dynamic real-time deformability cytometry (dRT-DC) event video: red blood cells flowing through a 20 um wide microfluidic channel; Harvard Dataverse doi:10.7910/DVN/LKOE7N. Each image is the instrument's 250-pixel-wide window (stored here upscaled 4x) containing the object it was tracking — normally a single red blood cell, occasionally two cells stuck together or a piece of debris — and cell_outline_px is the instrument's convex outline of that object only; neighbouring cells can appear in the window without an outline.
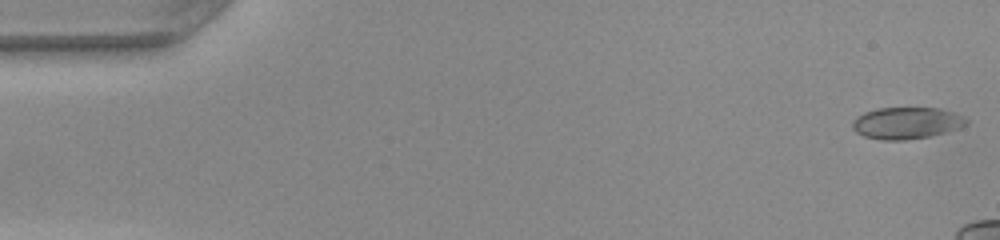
{"species": "common noctule bat (a hibernating species)", "species_latin": "Nyctalus noctula", "temperature_condition": "warm", "stored_images_in_passage": 31, "camera_frame_rate_fps": 3000, "um_per_image_px": 0.085, "animal": {"sex": "female", "body_mass_g": 22.0, "forearm_length_mm": 56.7}, "frame": {"image": 1, "passage_image": 1, "time_ms": 0.0, "image_size_px": [1000, 240], "cell_outline_px": [[968, 124], [960, 128], [928, 136], [904, 140], [884, 140], [864, 136], [856, 132], [852, 128], [852, 120], [856, 116], [864, 112], [876, 108], [936, 108], [952, 112], [964, 116], [968, 120]], "centroid_in_image_um": [77.03, 10.45], "position_along_channel_um": 8.0, "area_um2": 21.04}}
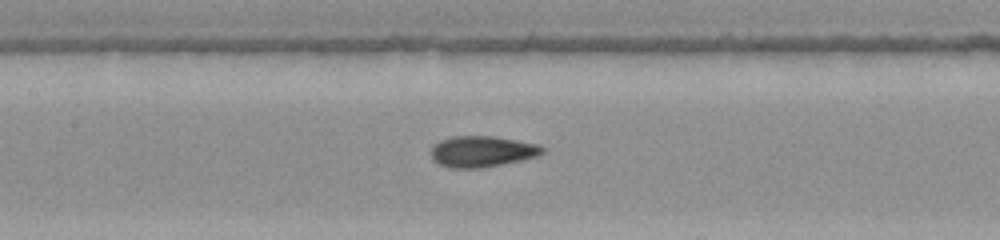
{"frame": {"image": 2, "passage_image": 23, "time_ms": 7.333, "image_size_px": [1000, 240], "cell_outline_px": [[544, 152], [536, 156], [504, 164], [484, 168], [448, 168], [432, 160], [432, 148], [440, 140], [452, 136], [496, 136], [540, 144], [544, 148]], "centroid_in_image_um": [40.99, 12.87], "position_along_channel_um": 166.4, "area_um2": 20.29}}
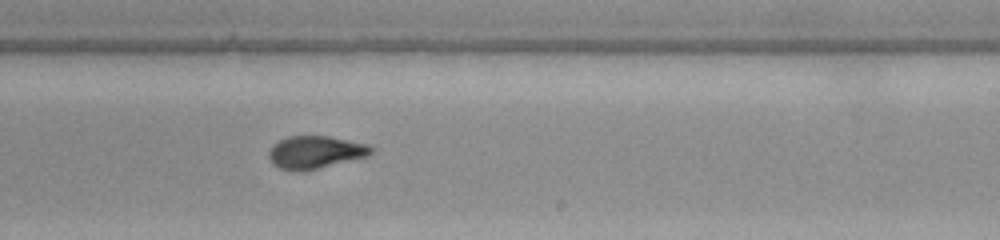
{"frame": {"image": 3, "passage_image": 30, "time_ms": 9.667, "image_size_px": [1000, 240], "cell_outline_px": [[376, 148], [368, 156], [304, 172], [292, 172], [280, 168], [272, 164], [268, 156], [268, 152], [272, 144], [288, 136], [328, 136], [368, 144]], "centroid_in_image_um": [26.78, 12.95], "position_along_channel_um": 262.2, "area_um2": 19.83}}